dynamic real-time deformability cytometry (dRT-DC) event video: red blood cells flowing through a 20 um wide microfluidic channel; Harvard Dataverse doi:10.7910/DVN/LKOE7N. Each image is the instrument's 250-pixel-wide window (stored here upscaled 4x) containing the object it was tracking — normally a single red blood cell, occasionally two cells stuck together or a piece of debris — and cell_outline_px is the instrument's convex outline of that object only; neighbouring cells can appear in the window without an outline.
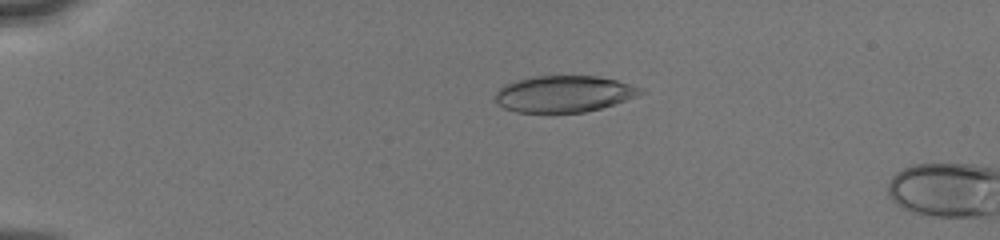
{"species": "human", "species_latin": "Homo sapiens", "temperature_condition": "cold", "stored_images_in_passage": 2, "camera_frame_rate_fps": 3000, "um_per_image_px": 0.085, "donor": {"sex": "male"}, "frame": {"image": 1, "passage_image": 1, "time_ms": 0.0, "image_size_px": [1000, 240], "cell_outline_px": [[644, 92], [636, 96], [600, 108], [584, 112], [516, 112], [504, 108], [492, 96], [504, 84], [516, 80], [532, 76], [596, 76], [616, 80], [644, 88]], "centroid_in_image_um": [47.9, 7.97], "position_along_channel_um": 37.1, "area_um2": 30.75}}